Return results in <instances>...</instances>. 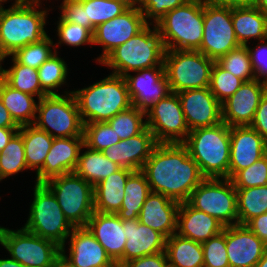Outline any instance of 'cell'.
<instances>
[{
	"instance_id": "obj_5",
	"label": "cell",
	"mask_w": 267,
	"mask_h": 267,
	"mask_svg": "<svg viewBox=\"0 0 267 267\" xmlns=\"http://www.w3.org/2000/svg\"><path fill=\"white\" fill-rule=\"evenodd\" d=\"M165 51L156 25L150 22L135 36L111 51L100 63L113 69L112 74L125 76L130 71L164 66Z\"/></svg>"
},
{
	"instance_id": "obj_4",
	"label": "cell",
	"mask_w": 267,
	"mask_h": 267,
	"mask_svg": "<svg viewBox=\"0 0 267 267\" xmlns=\"http://www.w3.org/2000/svg\"><path fill=\"white\" fill-rule=\"evenodd\" d=\"M72 92L84 124L108 122L132 106L124 76L112 73L89 87Z\"/></svg>"
},
{
	"instance_id": "obj_3",
	"label": "cell",
	"mask_w": 267,
	"mask_h": 267,
	"mask_svg": "<svg viewBox=\"0 0 267 267\" xmlns=\"http://www.w3.org/2000/svg\"><path fill=\"white\" fill-rule=\"evenodd\" d=\"M40 4L37 0H15L10 8L0 10V42L8 56L47 36L44 26L48 11L37 10Z\"/></svg>"
},
{
	"instance_id": "obj_28",
	"label": "cell",
	"mask_w": 267,
	"mask_h": 267,
	"mask_svg": "<svg viewBox=\"0 0 267 267\" xmlns=\"http://www.w3.org/2000/svg\"><path fill=\"white\" fill-rule=\"evenodd\" d=\"M133 170L121 167L93 187L94 211L116 214L121 209L128 177Z\"/></svg>"
},
{
	"instance_id": "obj_9",
	"label": "cell",
	"mask_w": 267,
	"mask_h": 267,
	"mask_svg": "<svg viewBox=\"0 0 267 267\" xmlns=\"http://www.w3.org/2000/svg\"><path fill=\"white\" fill-rule=\"evenodd\" d=\"M214 63L200 51L166 50L163 64L171 92L209 87Z\"/></svg>"
},
{
	"instance_id": "obj_26",
	"label": "cell",
	"mask_w": 267,
	"mask_h": 267,
	"mask_svg": "<svg viewBox=\"0 0 267 267\" xmlns=\"http://www.w3.org/2000/svg\"><path fill=\"white\" fill-rule=\"evenodd\" d=\"M127 238L123 250V264L129 260L165 251L166 238L138 219L123 220Z\"/></svg>"
},
{
	"instance_id": "obj_41",
	"label": "cell",
	"mask_w": 267,
	"mask_h": 267,
	"mask_svg": "<svg viewBox=\"0 0 267 267\" xmlns=\"http://www.w3.org/2000/svg\"><path fill=\"white\" fill-rule=\"evenodd\" d=\"M53 44L51 38L47 35L39 42L31 43L23 48L16 50L12 55V58L19 64L29 66L34 69H38L46 60H48L56 51H53L51 47Z\"/></svg>"
},
{
	"instance_id": "obj_22",
	"label": "cell",
	"mask_w": 267,
	"mask_h": 267,
	"mask_svg": "<svg viewBox=\"0 0 267 267\" xmlns=\"http://www.w3.org/2000/svg\"><path fill=\"white\" fill-rule=\"evenodd\" d=\"M267 245L246 225L226 226V250L230 267H255Z\"/></svg>"
},
{
	"instance_id": "obj_20",
	"label": "cell",
	"mask_w": 267,
	"mask_h": 267,
	"mask_svg": "<svg viewBox=\"0 0 267 267\" xmlns=\"http://www.w3.org/2000/svg\"><path fill=\"white\" fill-rule=\"evenodd\" d=\"M69 257L61 256L72 267H117L87 227H74L70 233Z\"/></svg>"
},
{
	"instance_id": "obj_30",
	"label": "cell",
	"mask_w": 267,
	"mask_h": 267,
	"mask_svg": "<svg viewBox=\"0 0 267 267\" xmlns=\"http://www.w3.org/2000/svg\"><path fill=\"white\" fill-rule=\"evenodd\" d=\"M0 98L19 127L34 124L37 103L33 95L13 89L0 77Z\"/></svg>"
},
{
	"instance_id": "obj_57",
	"label": "cell",
	"mask_w": 267,
	"mask_h": 267,
	"mask_svg": "<svg viewBox=\"0 0 267 267\" xmlns=\"http://www.w3.org/2000/svg\"><path fill=\"white\" fill-rule=\"evenodd\" d=\"M0 267H25V266L12 258H7V259H0Z\"/></svg>"
},
{
	"instance_id": "obj_56",
	"label": "cell",
	"mask_w": 267,
	"mask_h": 267,
	"mask_svg": "<svg viewBox=\"0 0 267 267\" xmlns=\"http://www.w3.org/2000/svg\"><path fill=\"white\" fill-rule=\"evenodd\" d=\"M18 130L19 128H0V152Z\"/></svg>"
},
{
	"instance_id": "obj_15",
	"label": "cell",
	"mask_w": 267,
	"mask_h": 267,
	"mask_svg": "<svg viewBox=\"0 0 267 267\" xmlns=\"http://www.w3.org/2000/svg\"><path fill=\"white\" fill-rule=\"evenodd\" d=\"M130 73L124 76L131 104L143 113L159 103L171 93L164 66H155Z\"/></svg>"
},
{
	"instance_id": "obj_14",
	"label": "cell",
	"mask_w": 267,
	"mask_h": 267,
	"mask_svg": "<svg viewBox=\"0 0 267 267\" xmlns=\"http://www.w3.org/2000/svg\"><path fill=\"white\" fill-rule=\"evenodd\" d=\"M145 118L157 143H183L190 132L177 93L153 105Z\"/></svg>"
},
{
	"instance_id": "obj_48",
	"label": "cell",
	"mask_w": 267,
	"mask_h": 267,
	"mask_svg": "<svg viewBox=\"0 0 267 267\" xmlns=\"http://www.w3.org/2000/svg\"><path fill=\"white\" fill-rule=\"evenodd\" d=\"M188 0H141L139 10L143 13L145 22L154 19V25L169 11L183 5ZM147 19H149L147 21Z\"/></svg>"
},
{
	"instance_id": "obj_1",
	"label": "cell",
	"mask_w": 267,
	"mask_h": 267,
	"mask_svg": "<svg viewBox=\"0 0 267 267\" xmlns=\"http://www.w3.org/2000/svg\"><path fill=\"white\" fill-rule=\"evenodd\" d=\"M141 171L151 192L180 203L205 179L183 143H158Z\"/></svg>"
},
{
	"instance_id": "obj_39",
	"label": "cell",
	"mask_w": 267,
	"mask_h": 267,
	"mask_svg": "<svg viewBox=\"0 0 267 267\" xmlns=\"http://www.w3.org/2000/svg\"><path fill=\"white\" fill-rule=\"evenodd\" d=\"M48 60H46L38 69V77L41 88L48 94H58V87L66 83L68 74L66 62L57 56V50ZM53 90V91H52Z\"/></svg>"
},
{
	"instance_id": "obj_16",
	"label": "cell",
	"mask_w": 267,
	"mask_h": 267,
	"mask_svg": "<svg viewBox=\"0 0 267 267\" xmlns=\"http://www.w3.org/2000/svg\"><path fill=\"white\" fill-rule=\"evenodd\" d=\"M146 25L139 9H127L121 15L99 24L93 33V44L102 45L103 53L96 61L100 63L111 51L135 36Z\"/></svg>"
},
{
	"instance_id": "obj_59",
	"label": "cell",
	"mask_w": 267,
	"mask_h": 267,
	"mask_svg": "<svg viewBox=\"0 0 267 267\" xmlns=\"http://www.w3.org/2000/svg\"><path fill=\"white\" fill-rule=\"evenodd\" d=\"M253 6L267 13V0H254Z\"/></svg>"
},
{
	"instance_id": "obj_32",
	"label": "cell",
	"mask_w": 267,
	"mask_h": 267,
	"mask_svg": "<svg viewBox=\"0 0 267 267\" xmlns=\"http://www.w3.org/2000/svg\"><path fill=\"white\" fill-rule=\"evenodd\" d=\"M121 209L116 213L121 220L138 219L142 206L151 193L145 174L134 171L127 179Z\"/></svg>"
},
{
	"instance_id": "obj_37",
	"label": "cell",
	"mask_w": 267,
	"mask_h": 267,
	"mask_svg": "<svg viewBox=\"0 0 267 267\" xmlns=\"http://www.w3.org/2000/svg\"><path fill=\"white\" fill-rule=\"evenodd\" d=\"M85 10L86 28L94 33L95 28L127 10L116 0H79Z\"/></svg>"
},
{
	"instance_id": "obj_12",
	"label": "cell",
	"mask_w": 267,
	"mask_h": 267,
	"mask_svg": "<svg viewBox=\"0 0 267 267\" xmlns=\"http://www.w3.org/2000/svg\"><path fill=\"white\" fill-rule=\"evenodd\" d=\"M187 202L216 218L225 227L238 224L237 193L229 178H205L192 191Z\"/></svg>"
},
{
	"instance_id": "obj_63",
	"label": "cell",
	"mask_w": 267,
	"mask_h": 267,
	"mask_svg": "<svg viewBox=\"0 0 267 267\" xmlns=\"http://www.w3.org/2000/svg\"><path fill=\"white\" fill-rule=\"evenodd\" d=\"M8 0H0V10L3 9L2 3L7 2Z\"/></svg>"
},
{
	"instance_id": "obj_38",
	"label": "cell",
	"mask_w": 267,
	"mask_h": 267,
	"mask_svg": "<svg viewBox=\"0 0 267 267\" xmlns=\"http://www.w3.org/2000/svg\"><path fill=\"white\" fill-rule=\"evenodd\" d=\"M28 169L22 135L17 131L0 152V175L4 179Z\"/></svg>"
},
{
	"instance_id": "obj_21",
	"label": "cell",
	"mask_w": 267,
	"mask_h": 267,
	"mask_svg": "<svg viewBox=\"0 0 267 267\" xmlns=\"http://www.w3.org/2000/svg\"><path fill=\"white\" fill-rule=\"evenodd\" d=\"M82 148H85L84 137L54 138L43 167L36 173V183L74 172Z\"/></svg>"
},
{
	"instance_id": "obj_60",
	"label": "cell",
	"mask_w": 267,
	"mask_h": 267,
	"mask_svg": "<svg viewBox=\"0 0 267 267\" xmlns=\"http://www.w3.org/2000/svg\"><path fill=\"white\" fill-rule=\"evenodd\" d=\"M255 267H267V249L265 250L262 258L255 265Z\"/></svg>"
},
{
	"instance_id": "obj_52",
	"label": "cell",
	"mask_w": 267,
	"mask_h": 267,
	"mask_svg": "<svg viewBox=\"0 0 267 267\" xmlns=\"http://www.w3.org/2000/svg\"><path fill=\"white\" fill-rule=\"evenodd\" d=\"M250 126L267 141V91L259 102Z\"/></svg>"
},
{
	"instance_id": "obj_2",
	"label": "cell",
	"mask_w": 267,
	"mask_h": 267,
	"mask_svg": "<svg viewBox=\"0 0 267 267\" xmlns=\"http://www.w3.org/2000/svg\"><path fill=\"white\" fill-rule=\"evenodd\" d=\"M230 129L224 122L197 128L183 142L204 178H229Z\"/></svg>"
},
{
	"instance_id": "obj_47",
	"label": "cell",
	"mask_w": 267,
	"mask_h": 267,
	"mask_svg": "<svg viewBox=\"0 0 267 267\" xmlns=\"http://www.w3.org/2000/svg\"><path fill=\"white\" fill-rule=\"evenodd\" d=\"M58 45L80 46L90 43L93 45V33L79 24L64 21L61 17L57 24Z\"/></svg>"
},
{
	"instance_id": "obj_55",
	"label": "cell",
	"mask_w": 267,
	"mask_h": 267,
	"mask_svg": "<svg viewBox=\"0 0 267 267\" xmlns=\"http://www.w3.org/2000/svg\"><path fill=\"white\" fill-rule=\"evenodd\" d=\"M217 5L228 7L253 6L254 0H207Z\"/></svg>"
},
{
	"instance_id": "obj_34",
	"label": "cell",
	"mask_w": 267,
	"mask_h": 267,
	"mask_svg": "<svg viewBox=\"0 0 267 267\" xmlns=\"http://www.w3.org/2000/svg\"><path fill=\"white\" fill-rule=\"evenodd\" d=\"M87 151L79 155L75 173L85 179L93 187L116 172L121 167L110 161L101 151H96L88 147Z\"/></svg>"
},
{
	"instance_id": "obj_46",
	"label": "cell",
	"mask_w": 267,
	"mask_h": 267,
	"mask_svg": "<svg viewBox=\"0 0 267 267\" xmlns=\"http://www.w3.org/2000/svg\"><path fill=\"white\" fill-rule=\"evenodd\" d=\"M203 267H230L226 250V227L223 231L202 243Z\"/></svg>"
},
{
	"instance_id": "obj_17",
	"label": "cell",
	"mask_w": 267,
	"mask_h": 267,
	"mask_svg": "<svg viewBox=\"0 0 267 267\" xmlns=\"http://www.w3.org/2000/svg\"><path fill=\"white\" fill-rule=\"evenodd\" d=\"M178 97L189 130L222 122V106L209 87L181 91Z\"/></svg>"
},
{
	"instance_id": "obj_31",
	"label": "cell",
	"mask_w": 267,
	"mask_h": 267,
	"mask_svg": "<svg viewBox=\"0 0 267 267\" xmlns=\"http://www.w3.org/2000/svg\"><path fill=\"white\" fill-rule=\"evenodd\" d=\"M169 267H203L202 243L173 234L166 239Z\"/></svg>"
},
{
	"instance_id": "obj_62",
	"label": "cell",
	"mask_w": 267,
	"mask_h": 267,
	"mask_svg": "<svg viewBox=\"0 0 267 267\" xmlns=\"http://www.w3.org/2000/svg\"><path fill=\"white\" fill-rule=\"evenodd\" d=\"M8 55L4 52V49L0 42V69L2 68L1 62L7 57Z\"/></svg>"
},
{
	"instance_id": "obj_45",
	"label": "cell",
	"mask_w": 267,
	"mask_h": 267,
	"mask_svg": "<svg viewBox=\"0 0 267 267\" xmlns=\"http://www.w3.org/2000/svg\"><path fill=\"white\" fill-rule=\"evenodd\" d=\"M231 181L235 188L267 185V153L251 166L238 171Z\"/></svg>"
},
{
	"instance_id": "obj_23",
	"label": "cell",
	"mask_w": 267,
	"mask_h": 267,
	"mask_svg": "<svg viewBox=\"0 0 267 267\" xmlns=\"http://www.w3.org/2000/svg\"><path fill=\"white\" fill-rule=\"evenodd\" d=\"M157 144L153 133L146 127L140 134L121 140L102 153L120 167L140 171Z\"/></svg>"
},
{
	"instance_id": "obj_61",
	"label": "cell",
	"mask_w": 267,
	"mask_h": 267,
	"mask_svg": "<svg viewBox=\"0 0 267 267\" xmlns=\"http://www.w3.org/2000/svg\"><path fill=\"white\" fill-rule=\"evenodd\" d=\"M53 267H72L62 256L55 262Z\"/></svg>"
},
{
	"instance_id": "obj_54",
	"label": "cell",
	"mask_w": 267,
	"mask_h": 267,
	"mask_svg": "<svg viewBox=\"0 0 267 267\" xmlns=\"http://www.w3.org/2000/svg\"><path fill=\"white\" fill-rule=\"evenodd\" d=\"M0 128H20L11 117L9 111L4 107L1 98H0Z\"/></svg>"
},
{
	"instance_id": "obj_6",
	"label": "cell",
	"mask_w": 267,
	"mask_h": 267,
	"mask_svg": "<svg viewBox=\"0 0 267 267\" xmlns=\"http://www.w3.org/2000/svg\"><path fill=\"white\" fill-rule=\"evenodd\" d=\"M155 25L165 50L198 51L203 39V0H188Z\"/></svg>"
},
{
	"instance_id": "obj_49",
	"label": "cell",
	"mask_w": 267,
	"mask_h": 267,
	"mask_svg": "<svg viewBox=\"0 0 267 267\" xmlns=\"http://www.w3.org/2000/svg\"><path fill=\"white\" fill-rule=\"evenodd\" d=\"M267 39L261 40V44L258 43L257 47L250 48L247 46L250 59L252 62L253 71L255 73V79L267 84ZM263 78L261 80V78Z\"/></svg>"
},
{
	"instance_id": "obj_50",
	"label": "cell",
	"mask_w": 267,
	"mask_h": 267,
	"mask_svg": "<svg viewBox=\"0 0 267 267\" xmlns=\"http://www.w3.org/2000/svg\"><path fill=\"white\" fill-rule=\"evenodd\" d=\"M61 18L64 21L76 23L86 27V15L82 3L79 0H63L61 6Z\"/></svg>"
},
{
	"instance_id": "obj_51",
	"label": "cell",
	"mask_w": 267,
	"mask_h": 267,
	"mask_svg": "<svg viewBox=\"0 0 267 267\" xmlns=\"http://www.w3.org/2000/svg\"><path fill=\"white\" fill-rule=\"evenodd\" d=\"M121 267H169L165 251L125 262Z\"/></svg>"
},
{
	"instance_id": "obj_24",
	"label": "cell",
	"mask_w": 267,
	"mask_h": 267,
	"mask_svg": "<svg viewBox=\"0 0 267 267\" xmlns=\"http://www.w3.org/2000/svg\"><path fill=\"white\" fill-rule=\"evenodd\" d=\"M86 227L104 247L117 267H121L123 265V250L127 240L123 229V220L117 214L94 211Z\"/></svg>"
},
{
	"instance_id": "obj_10",
	"label": "cell",
	"mask_w": 267,
	"mask_h": 267,
	"mask_svg": "<svg viewBox=\"0 0 267 267\" xmlns=\"http://www.w3.org/2000/svg\"><path fill=\"white\" fill-rule=\"evenodd\" d=\"M54 194L65 218L73 227H86L94 212L93 186L75 172L44 183Z\"/></svg>"
},
{
	"instance_id": "obj_7",
	"label": "cell",
	"mask_w": 267,
	"mask_h": 267,
	"mask_svg": "<svg viewBox=\"0 0 267 267\" xmlns=\"http://www.w3.org/2000/svg\"><path fill=\"white\" fill-rule=\"evenodd\" d=\"M36 113L34 125L53 138L83 137L84 123L72 91L43 96Z\"/></svg>"
},
{
	"instance_id": "obj_19",
	"label": "cell",
	"mask_w": 267,
	"mask_h": 267,
	"mask_svg": "<svg viewBox=\"0 0 267 267\" xmlns=\"http://www.w3.org/2000/svg\"><path fill=\"white\" fill-rule=\"evenodd\" d=\"M267 153V141L251 126H234L230 129L229 179Z\"/></svg>"
},
{
	"instance_id": "obj_13",
	"label": "cell",
	"mask_w": 267,
	"mask_h": 267,
	"mask_svg": "<svg viewBox=\"0 0 267 267\" xmlns=\"http://www.w3.org/2000/svg\"><path fill=\"white\" fill-rule=\"evenodd\" d=\"M203 39L200 51L217 61L240 46L232 23V7L203 0Z\"/></svg>"
},
{
	"instance_id": "obj_53",
	"label": "cell",
	"mask_w": 267,
	"mask_h": 267,
	"mask_svg": "<svg viewBox=\"0 0 267 267\" xmlns=\"http://www.w3.org/2000/svg\"><path fill=\"white\" fill-rule=\"evenodd\" d=\"M245 225L267 245V213L252 218Z\"/></svg>"
},
{
	"instance_id": "obj_11",
	"label": "cell",
	"mask_w": 267,
	"mask_h": 267,
	"mask_svg": "<svg viewBox=\"0 0 267 267\" xmlns=\"http://www.w3.org/2000/svg\"><path fill=\"white\" fill-rule=\"evenodd\" d=\"M0 244L25 267H53L61 257L57 243L23 227L15 231L0 226Z\"/></svg>"
},
{
	"instance_id": "obj_58",
	"label": "cell",
	"mask_w": 267,
	"mask_h": 267,
	"mask_svg": "<svg viewBox=\"0 0 267 267\" xmlns=\"http://www.w3.org/2000/svg\"><path fill=\"white\" fill-rule=\"evenodd\" d=\"M116 1L121 3L127 9H139L141 3V0H116ZM136 4H138V6Z\"/></svg>"
},
{
	"instance_id": "obj_25",
	"label": "cell",
	"mask_w": 267,
	"mask_h": 267,
	"mask_svg": "<svg viewBox=\"0 0 267 267\" xmlns=\"http://www.w3.org/2000/svg\"><path fill=\"white\" fill-rule=\"evenodd\" d=\"M180 202L160 193L151 192L145 200L138 220L166 239L177 232V214Z\"/></svg>"
},
{
	"instance_id": "obj_27",
	"label": "cell",
	"mask_w": 267,
	"mask_h": 267,
	"mask_svg": "<svg viewBox=\"0 0 267 267\" xmlns=\"http://www.w3.org/2000/svg\"><path fill=\"white\" fill-rule=\"evenodd\" d=\"M224 227L216 218L195 209L188 202L180 203L176 232L179 236L203 243L220 234Z\"/></svg>"
},
{
	"instance_id": "obj_8",
	"label": "cell",
	"mask_w": 267,
	"mask_h": 267,
	"mask_svg": "<svg viewBox=\"0 0 267 267\" xmlns=\"http://www.w3.org/2000/svg\"><path fill=\"white\" fill-rule=\"evenodd\" d=\"M33 191L34 200L23 228L65 249V242L74 227L65 218L56 197L44 183H35Z\"/></svg>"
},
{
	"instance_id": "obj_29",
	"label": "cell",
	"mask_w": 267,
	"mask_h": 267,
	"mask_svg": "<svg viewBox=\"0 0 267 267\" xmlns=\"http://www.w3.org/2000/svg\"><path fill=\"white\" fill-rule=\"evenodd\" d=\"M232 23L240 45L249 39H267V13L255 6L232 7Z\"/></svg>"
},
{
	"instance_id": "obj_33",
	"label": "cell",
	"mask_w": 267,
	"mask_h": 267,
	"mask_svg": "<svg viewBox=\"0 0 267 267\" xmlns=\"http://www.w3.org/2000/svg\"><path fill=\"white\" fill-rule=\"evenodd\" d=\"M18 131L23 138L27 167L37 173L43 167L54 138L34 124L21 126Z\"/></svg>"
},
{
	"instance_id": "obj_43",
	"label": "cell",
	"mask_w": 267,
	"mask_h": 267,
	"mask_svg": "<svg viewBox=\"0 0 267 267\" xmlns=\"http://www.w3.org/2000/svg\"><path fill=\"white\" fill-rule=\"evenodd\" d=\"M243 82L215 61L211 70L209 89L221 104L231 97Z\"/></svg>"
},
{
	"instance_id": "obj_36",
	"label": "cell",
	"mask_w": 267,
	"mask_h": 267,
	"mask_svg": "<svg viewBox=\"0 0 267 267\" xmlns=\"http://www.w3.org/2000/svg\"><path fill=\"white\" fill-rule=\"evenodd\" d=\"M235 189L238 224L245 225L252 218L267 213V185Z\"/></svg>"
},
{
	"instance_id": "obj_35",
	"label": "cell",
	"mask_w": 267,
	"mask_h": 267,
	"mask_svg": "<svg viewBox=\"0 0 267 267\" xmlns=\"http://www.w3.org/2000/svg\"><path fill=\"white\" fill-rule=\"evenodd\" d=\"M13 65L9 69H0V77L13 89L37 96L41 99L48 95L39 82L37 69L17 63L12 58Z\"/></svg>"
},
{
	"instance_id": "obj_44",
	"label": "cell",
	"mask_w": 267,
	"mask_h": 267,
	"mask_svg": "<svg viewBox=\"0 0 267 267\" xmlns=\"http://www.w3.org/2000/svg\"><path fill=\"white\" fill-rule=\"evenodd\" d=\"M83 137L85 147L101 152L121 141L108 122L84 124Z\"/></svg>"
},
{
	"instance_id": "obj_40",
	"label": "cell",
	"mask_w": 267,
	"mask_h": 267,
	"mask_svg": "<svg viewBox=\"0 0 267 267\" xmlns=\"http://www.w3.org/2000/svg\"><path fill=\"white\" fill-rule=\"evenodd\" d=\"M145 113L139 111L135 106L121 111L108 121L120 140H126L140 134L146 127Z\"/></svg>"
},
{
	"instance_id": "obj_42",
	"label": "cell",
	"mask_w": 267,
	"mask_h": 267,
	"mask_svg": "<svg viewBox=\"0 0 267 267\" xmlns=\"http://www.w3.org/2000/svg\"><path fill=\"white\" fill-rule=\"evenodd\" d=\"M216 62L223 69L239 77L244 82L255 80V73L247 46L240 45L232 51H229Z\"/></svg>"
},
{
	"instance_id": "obj_18",
	"label": "cell",
	"mask_w": 267,
	"mask_h": 267,
	"mask_svg": "<svg viewBox=\"0 0 267 267\" xmlns=\"http://www.w3.org/2000/svg\"><path fill=\"white\" fill-rule=\"evenodd\" d=\"M266 91L267 84L256 79L243 82L238 90L221 104L222 122L230 127L250 126Z\"/></svg>"
}]
</instances>
